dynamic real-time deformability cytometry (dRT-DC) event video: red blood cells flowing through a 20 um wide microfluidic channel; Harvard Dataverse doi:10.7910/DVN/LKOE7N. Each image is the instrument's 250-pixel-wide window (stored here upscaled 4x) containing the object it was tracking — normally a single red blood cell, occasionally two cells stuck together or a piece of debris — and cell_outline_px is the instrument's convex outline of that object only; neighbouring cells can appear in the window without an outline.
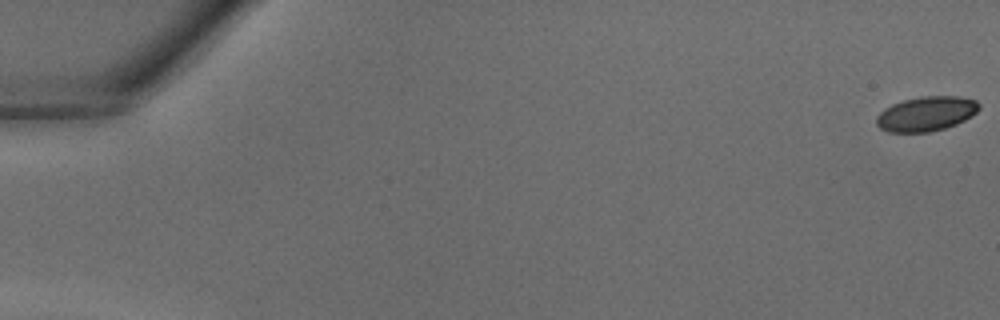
{"species": "common noctule bat (a hibernating species)", "species_latin": "Nyctalus noctula", "temperature_condition": "warm", "stored_images_in_passage": 40, "camera_frame_rate_fps": 3000, "um_per_image_px": 0.085, "animal": {"sex": "male", "body_mass_g": 18.8}, "frame": {"image": 1, "passage_image": 1, "time_ms": 0.0, "image_size_px": [1000, 320], "cell_outline_px": [[980, 108], [972, 116], [956, 124], [944, 128], [928, 132], [888, 132], [880, 128], [876, 124], [876, 116], [884, 108], [892, 104], [904, 100], [920, 96], [960, 96], [976, 100], [980, 104]], "centroid_in_image_um": [78.73, 9.66], "position_along_channel_um": 6.3, "area_um2": 20.81}}
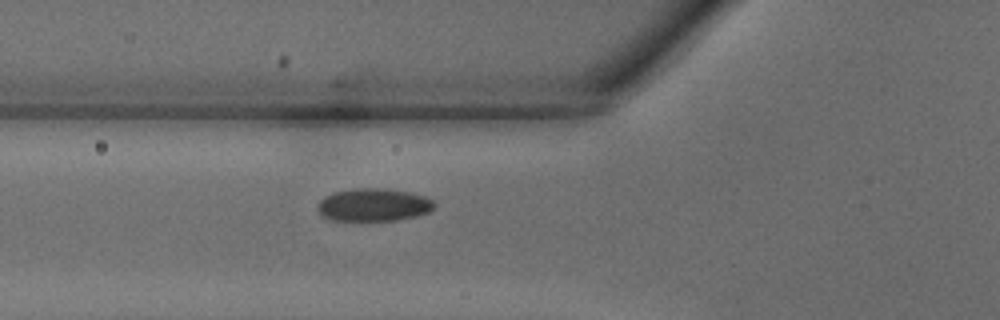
{"frame": {"image": 2, "passage_image": 16, "time_ms": 5.0, "image_size_px": [1000, 320], "cell_outline_px": [[436, 204], [428, 212], [416, 216], [396, 220], [328, 220], [320, 216], [316, 208], [320, 200], [324, 196], [332, 192], [356, 188], [384, 188], [412, 192], [424, 196], [432, 200]], "centroid_in_image_um": [31.7, 17.4], "position_along_channel_um": 94.1, "area_um2": 22.54}}
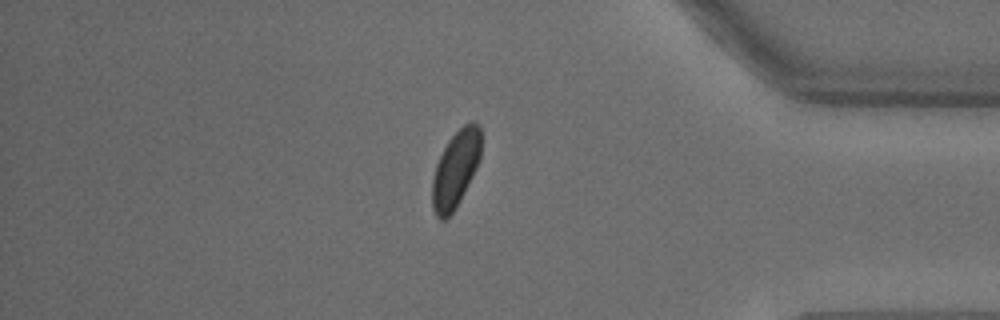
{"frame": {"image": 3, "passage_image": 35, "time_ms": 11.333, "image_size_px": [1000, 320], "cell_outline_px": [[480, 160], [456, 208], [444, 220], [440, 220], [436, 216], [432, 208], [432, 180], [436, 164], [448, 140], [464, 124], [472, 120], [476, 120], [480, 124]], "centroid_in_image_um": [38.72, 14.36], "position_along_channel_um": 396.5, "area_um2": 21.79}}